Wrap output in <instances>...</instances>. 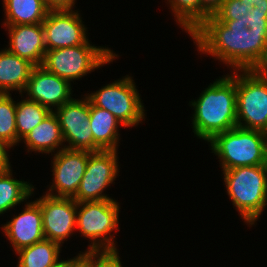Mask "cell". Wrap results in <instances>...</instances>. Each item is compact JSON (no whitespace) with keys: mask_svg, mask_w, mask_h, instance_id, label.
I'll use <instances>...</instances> for the list:
<instances>
[{"mask_svg":"<svg viewBox=\"0 0 267 267\" xmlns=\"http://www.w3.org/2000/svg\"><path fill=\"white\" fill-rule=\"evenodd\" d=\"M198 54L232 70H249L267 45V20L206 18L190 35Z\"/></svg>","mask_w":267,"mask_h":267,"instance_id":"obj_1","label":"cell"},{"mask_svg":"<svg viewBox=\"0 0 267 267\" xmlns=\"http://www.w3.org/2000/svg\"><path fill=\"white\" fill-rule=\"evenodd\" d=\"M194 137L208 142L214 135L237 126L236 83L228 75L219 76L189 101Z\"/></svg>","mask_w":267,"mask_h":267,"instance_id":"obj_2","label":"cell"},{"mask_svg":"<svg viewBox=\"0 0 267 267\" xmlns=\"http://www.w3.org/2000/svg\"><path fill=\"white\" fill-rule=\"evenodd\" d=\"M120 209L115 198L77 203L76 232L89 243L85 255L119 254L115 242L120 231Z\"/></svg>","mask_w":267,"mask_h":267,"instance_id":"obj_3","label":"cell"},{"mask_svg":"<svg viewBox=\"0 0 267 267\" xmlns=\"http://www.w3.org/2000/svg\"><path fill=\"white\" fill-rule=\"evenodd\" d=\"M225 192L242 221L253 227L267 207V164L222 172Z\"/></svg>","mask_w":267,"mask_h":267,"instance_id":"obj_4","label":"cell"},{"mask_svg":"<svg viewBox=\"0 0 267 267\" xmlns=\"http://www.w3.org/2000/svg\"><path fill=\"white\" fill-rule=\"evenodd\" d=\"M207 143L219 159L221 171L267 164V133L263 131L236 126L214 135Z\"/></svg>","mask_w":267,"mask_h":267,"instance_id":"obj_5","label":"cell"},{"mask_svg":"<svg viewBox=\"0 0 267 267\" xmlns=\"http://www.w3.org/2000/svg\"><path fill=\"white\" fill-rule=\"evenodd\" d=\"M95 45L89 40L78 46L47 50L41 66L73 85L121 56L109 47Z\"/></svg>","mask_w":267,"mask_h":267,"instance_id":"obj_6","label":"cell"},{"mask_svg":"<svg viewBox=\"0 0 267 267\" xmlns=\"http://www.w3.org/2000/svg\"><path fill=\"white\" fill-rule=\"evenodd\" d=\"M85 95L94 106L112 113L125 128L136 127L146 119L147 110L131 75L122 76Z\"/></svg>","mask_w":267,"mask_h":267,"instance_id":"obj_7","label":"cell"},{"mask_svg":"<svg viewBox=\"0 0 267 267\" xmlns=\"http://www.w3.org/2000/svg\"><path fill=\"white\" fill-rule=\"evenodd\" d=\"M230 72L236 83L237 126L267 133V78L250 70Z\"/></svg>","mask_w":267,"mask_h":267,"instance_id":"obj_8","label":"cell"},{"mask_svg":"<svg viewBox=\"0 0 267 267\" xmlns=\"http://www.w3.org/2000/svg\"><path fill=\"white\" fill-rule=\"evenodd\" d=\"M118 154L116 150H101L89 155L83 178L72 197L77 203L113 199L105 191L120 176Z\"/></svg>","mask_w":267,"mask_h":267,"instance_id":"obj_9","label":"cell"},{"mask_svg":"<svg viewBox=\"0 0 267 267\" xmlns=\"http://www.w3.org/2000/svg\"><path fill=\"white\" fill-rule=\"evenodd\" d=\"M81 97L72 98L54 111L59 120L64 143L67 144L65 148L101 151L102 149L93 141L90 129V101L86 95Z\"/></svg>","mask_w":267,"mask_h":267,"instance_id":"obj_10","label":"cell"},{"mask_svg":"<svg viewBox=\"0 0 267 267\" xmlns=\"http://www.w3.org/2000/svg\"><path fill=\"white\" fill-rule=\"evenodd\" d=\"M91 151L62 149L51 155L52 182L45 194L55 197H73L86 170Z\"/></svg>","mask_w":267,"mask_h":267,"instance_id":"obj_11","label":"cell"},{"mask_svg":"<svg viewBox=\"0 0 267 267\" xmlns=\"http://www.w3.org/2000/svg\"><path fill=\"white\" fill-rule=\"evenodd\" d=\"M35 201L41 207L45 239L63 246L76 232L77 202L71 197H55L44 193Z\"/></svg>","mask_w":267,"mask_h":267,"instance_id":"obj_12","label":"cell"},{"mask_svg":"<svg viewBox=\"0 0 267 267\" xmlns=\"http://www.w3.org/2000/svg\"><path fill=\"white\" fill-rule=\"evenodd\" d=\"M80 10L48 11L42 22L46 50L86 44L88 28Z\"/></svg>","mask_w":267,"mask_h":267,"instance_id":"obj_13","label":"cell"},{"mask_svg":"<svg viewBox=\"0 0 267 267\" xmlns=\"http://www.w3.org/2000/svg\"><path fill=\"white\" fill-rule=\"evenodd\" d=\"M73 85L50 73L42 66H35L22 95L54 112L73 97Z\"/></svg>","mask_w":267,"mask_h":267,"instance_id":"obj_14","label":"cell"},{"mask_svg":"<svg viewBox=\"0 0 267 267\" xmlns=\"http://www.w3.org/2000/svg\"><path fill=\"white\" fill-rule=\"evenodd\" d=\"M22 209L21 213L11 216V220L0 225L14 252L45 239L40 205L28 199Z\"/></svg>","mask_w":267,"mask_h":267,"instance_id":"obj_15","label":"cell"},{"mask_svg":"<svg viewBox=\"0 0 267 267\" xmlns=\"http://www.w3.org/2000/svg\"><path fill=\"white\" fill-rule=\"evenodd\" d=\"M9 35V52L41 66L46 50L42 23L24 25H2Z\"/></svg>","mask_w":267,"mask_h":267,"instance_id":"obj_16","label":"cell"},{"mask_svg":"<svg viewBox=\"0 0 267 267\" xmlns=\"http://www.w3.org/2000/svg\"><path fill=\"white\" fill-rule=\"evenodd\" d=\"M25 144V151L29 154L42 153L53 155L65 148L59 120L54 112L47 117L25 136L20 143Z\"/></svg>","mask_w":267,"mask_h":267,"instance_id":"obj_17","label":"cell"},{"mask_svg":"<svg viewBox=\"0 0 267 267\" xmlns=\"http://www.w3.org/2000/svg\"><path fill=\"white\" fill-rule=\"evenodd\" d=\"M35 67L27 59L19 57L6 48L0 50V93L12 91L22 94Z\"/></svg>","mask_w":267,"mask_h":267,"instance_id":"obj_18","label":"cell"},{"mask_svg":"<svg viewBox=\"0 0 267 267\" xmlns=\"http://www.w3.org/2000/svg\"><path fill=\"white\" fill-rule=\"evenodd\" d=\"M90 129L93 133V141L102 150H116L120 146V129L123 126L117 118L107 110L98 108L90 102Z\"/></svg>","mask_w":267,"mask_h":267,"instance_id":"obj_19","label":"cell"},{"mask_svg":"<svg viewBox=\"0 0 267 267\" xmlns=\"http://www.w3.org/2000/svg\"><path fill=\"white\" fill-rule=\"evenodd\" d=\"M4 21L1 25L42 23L48 13L43 0H2Z\"/></svg>","mask_w":267,"mask_h":267,"instance_id":"obj_20","label":"cell"},{"mask_svg":"<svg viewBox=\"0 0 267 267\" xmlns=\"http://www.w3.org/2000/svg\"><path fill=\"white\" fill-rule=\"evenodd\" d=\"M13 173L12 168L5 173H0V216L13 209L16 210L15 206L17 207L26 202L29 197L35 196L33 195L35 194L33 182L18 180Z\"/></svg>","mask_w":267,"mask_h":267,"instance_id":"obj_21","label":"cell"},{"mask_svg":"<svg viewBox=\"0 0 267 267\" xmlns=\"http://www.w3.org/2000/svg\"><path fill=\"white\" fill-rule=\"evenodd\" d=\"M62 246L49 239H43L31 246L21 248L17 255V267H52L62 260Z\"/></svg>","mask_w":267,"mask_h":267,"instance_id":"obj_22","label":"cell"},{"mask_svg":"<svg viewBox=\"0 0 267 267\" xmlns=\"http://www.w3.org/2000/svg\"><path fill=\"white\" fill-rule=\"evenodd\" d=\"M218 20H267V0H223Z\"/></svg>","mask_w":267,"mask_h":267,"instance_id":"obj_23","label":"cell"},{"mask_svg":"<svg viewBox=\"0 0 267 267\" xmlns=\"http://www.w3.org/2000/svg\"><path fill=\"white\" fill-rule=\"evenodd\" d=\"M21 96V100L16 101V129H17V144L27 136L31 130L39 125L51 112L48 108L40 105L37 102L30 101ZM19 101V102H18Z\"/></svg>","mask_w":267,"mask_h":267,"instance_id":"obj_24","label":"cell"},{"mask_svg":"<svg viewBox=\"0 0 267 267\" xmlns=\"http://www.w3.org/2000/svg\"><path fill=\"white\" fill-rule=\"evenodd\" d=\"M174 21L190 35L201 24L200 0H165Z\"/></svg>","mask_w":267,"mask_h":267,"instance_id":"obj_25","label":"cell"},{"mask_svg":"<svg viewBox=\"0 0 267 267\" xmlns=\"http://www.w3.org/2000/svg\"><path fill=\"white\" fill-rule=\"evenodd\" d=\"M0 139L13 149L17 146L16 101L11 93H0Z\"/></svg>","mask_w":267,"mask_h":267,"instance_id":"obj_26","label":"cell"},{"mask_svg":"<svg viewBox=\"0 0 267 267\" xmlns=\"http://www.w3.org/2000/svg\"><path fill=\"white\" fill-rule=\"evenodd\" d=\"M119 254H87V267H124Z\"/></svg>","mask_w":267,"mask_h":267,"instance_id":"obj_27","label":"cell"},{"mask_svg":"<svg viewBox=\"0 0 267 267\" xmlns=\"http://www.w3.org/2000/svg\"><path fill=\"white\" fill-rule=\"evenodd\" d=\"M45 7L49 11L59 10H74L76 7L77 0H43Z\"/></svg>","mask_w":267,"mask_h":267,"instance_id":"obj_28","label":"cell"},{"mask_svg":"<svg viewBox=\"0 0 267 267\" xmlns=\"http://www.w3.org/2000/svg\"><path fill=\"white\" fill-rule=\"evenodd\" d=\"M201 23L211 15H214L222 5L223 0H200Z\"/></svg>","mask_w":267,"mask_h":267,"instance_id":"obj_29","label":"cell"},{"mask_svg":"<svg viewBox=\"0 0 267 267\" xmlns=\"http://www.w3.org/2000/svg\"><path fill=\"white\" fill-rule=\"evenodd\" d=\"M249 70L256 76L267 78V45L262 51L259 59Z\"/></svg>","mask_w":267,"mask_h":267,"instance_id":"obj_30","label":"cell"},{"mask_svg":"<svg viewBox=\"0 0 267 267\" xmlns=\"http://www.w3.org/2000/svg\"><path fill=\"white\" fill-rule=\"evenodd\" d=\"M10 149L13 148L0 139V173H5L12 168L10 154L8 153Z\"/></svg>","mask_w":267,"mask_h":267,"instance_id":"obj_31","label":"cell"},{"mask_svg":"<svg viewBox=\"0 0 267 267\" xmlns=\"http://www.w3.org/2000/svg\"><path fill=\"white\" fill-rule=\"evenodd\" d=\"M80 253H78L76 256L68 258L67 260L63 259L58 262L57 264H55L52 267H79L81 265L82 259L84 257V251H79Z\"/></svg>","mask_w":267,"mask_h":267,"instance_id":"obj_32","label":"cell"},{"mask_svg":"<svg viewBox=\"0 0 267 267\" xmlns=\"http://www.w3.org/2000/svg\"><path fill=\"white\" fill-rule=\"evenodd\" d=\"M79 267H87V254L84 255L81 265Z\"/></svg>","mask_w":267,"mask_h":267,"instance_id":"obj_33","label":"cell"}]
</instances>
